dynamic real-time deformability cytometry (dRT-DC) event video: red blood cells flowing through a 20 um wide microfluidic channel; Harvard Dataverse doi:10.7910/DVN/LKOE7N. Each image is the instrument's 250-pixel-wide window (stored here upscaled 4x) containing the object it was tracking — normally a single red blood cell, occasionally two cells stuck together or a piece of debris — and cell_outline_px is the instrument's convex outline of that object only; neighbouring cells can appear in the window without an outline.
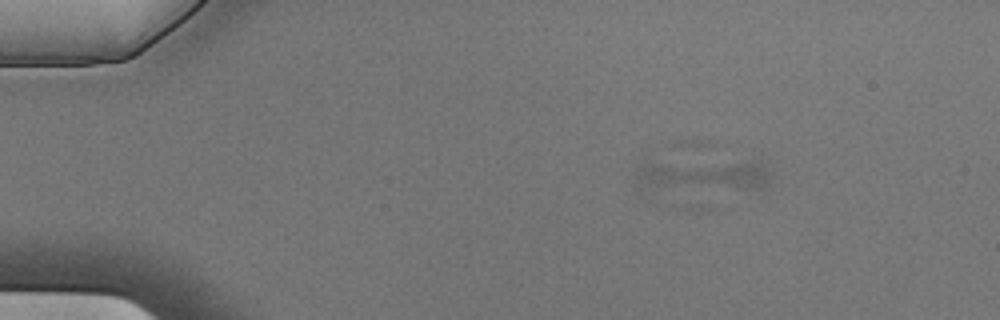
{"species": "Egyptian fruit bat (a non-hibernating species)", "species_latin": "Rousettus aegyptiacus", "temperature_condition": "cold", "stored_images_in_passage": 5, "camera_frame_rate_fps": 3000, "um_per_image_px": 0.085, "animal": {"sex": "male"}, "frame": {"image": 1, "passage_image": 1, "time_ms": 0.0, "image_size_px": [1000, 320], "cell_outline_px": [[772, 172], [768, 188], [636, 192], [636, 168], [640, 164], [752, 156], [760, 156], [768, 160]], "centroid_in_image_um": [59.89, 14.86], "position_along_channel_um": 25.1, "area_um2": 29.19}}